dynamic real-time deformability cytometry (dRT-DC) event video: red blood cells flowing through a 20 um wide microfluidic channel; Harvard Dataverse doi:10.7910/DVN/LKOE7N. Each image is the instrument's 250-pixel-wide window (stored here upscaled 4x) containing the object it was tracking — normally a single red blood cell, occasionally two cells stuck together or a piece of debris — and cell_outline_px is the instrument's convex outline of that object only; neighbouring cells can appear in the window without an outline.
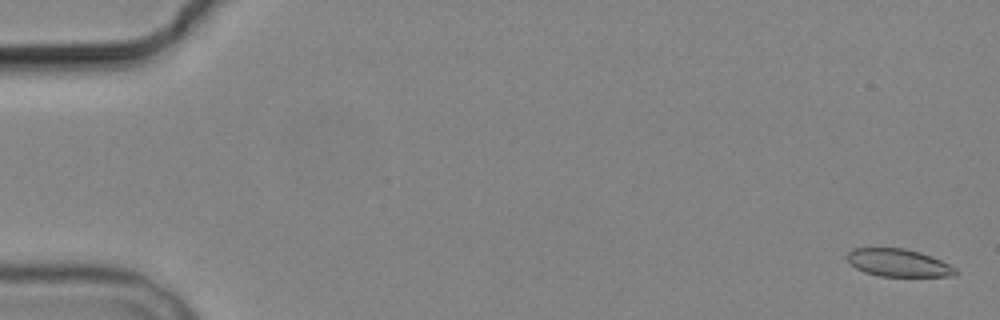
{"species": "common noctule bat (a hibernating species)", "species_latin": "Nyctalus noctula", "temperature_condition": "cold", "stored_images_in_passage": 5, "camera_frame_rate_fps": 3000, "um_per_image_px": 0.085, "animal": {"sex": "male", "body_mass_g": 19.2, "forearm_length_mm": 51.8}, "frame": {"image": 1, "passage_image": 1, "time_ms": 0.0, "image_size_px": [1000, 320], "cell_outline_px": [[960, 272], [952, 276], [880, 276], [864, 272], [856, 268], [848, 260], [848, 252], [852, 248], [904, 248], [920, 252], [932, 256], [956, 268]], "centroid_in_image_um": [76.39, 22.34], "position_along_channel_um": 8.6, "area_um2": 17.4}}
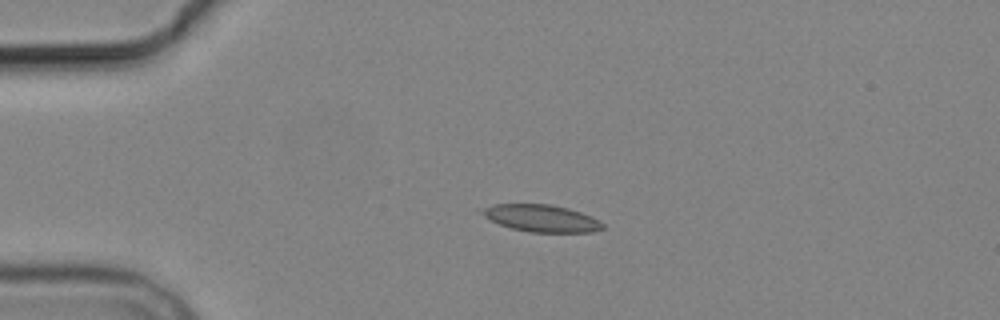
{"frame": {"image": 2, "passage_image": 4, "time_ms": 4.0, "image_size_px": [1000, 320], "cell_outline_px": [[604, 228], [592, 232], [528, 232], [512, 228], [500, 224], [484, 216], [484, 208], [492, 204], [548, 204], [568, 208], [592, 216], [604, 224]], "centroid_in_image_um": [46.07, 18.55], "position_along_channel_um": 38.9, "area_um2": 18.79}}
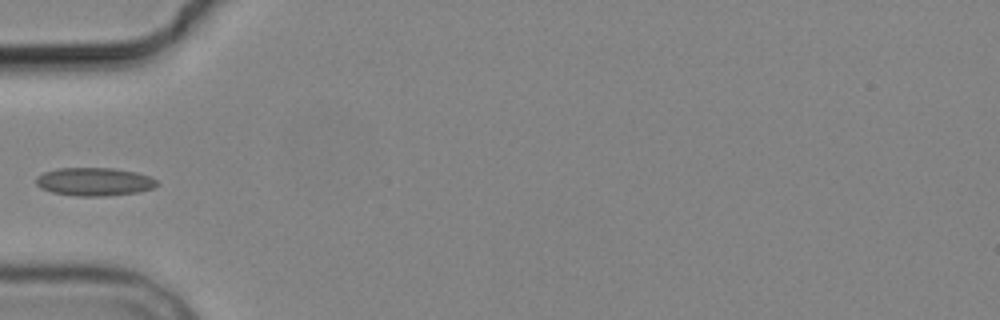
{"frame": {"image": 3, "passage_image": 5, "time_ms": 6.0, "image_size_px": [1000, 320], "cell_outline_px": [[156, 184], [152, 188], [140, 192], [104, 196], [76, 196], [52, 192], [40, 188], [36, 184], [36, 176], [44, 172], [60, 168], [112, 168], [136, 172], [148, 176], [156, 180]], "centroid_in_image_um": [7.98, 15.45], "position_along_channel_um": 77.0, "area_um2": 19.77}}